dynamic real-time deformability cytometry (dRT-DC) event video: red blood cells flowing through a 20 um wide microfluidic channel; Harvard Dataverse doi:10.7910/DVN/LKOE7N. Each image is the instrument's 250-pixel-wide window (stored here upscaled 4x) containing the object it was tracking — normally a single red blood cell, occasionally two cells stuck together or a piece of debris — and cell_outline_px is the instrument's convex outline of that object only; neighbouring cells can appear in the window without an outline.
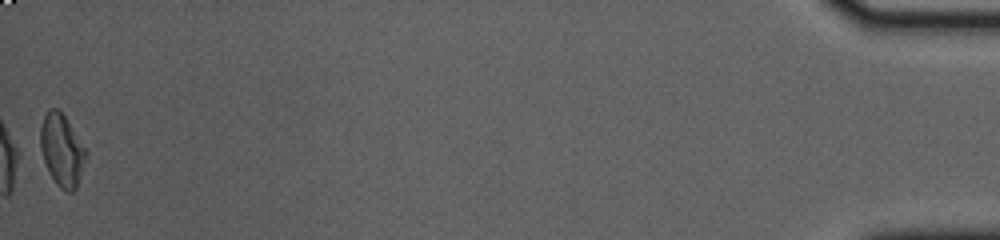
{"species": "common noctule bat (a hibernating species)", "species_latin": "Nyctalus noctula", "temperature_condition": "cold", "stored_images_in_passage": 41, "camera_frame_rate_fps": 3000, "um_per_image_px": 0.085, "animal": {"sex": "female", "body_mass_g": 23.0, "forearm_length_mm": 53.4}, "frame": {"image": 1, "passage_image": 41, "time_ms": 13.333, "image_size_px": [1000, 240], "cell_outline_px": [[88, 156], [76, 188], [72, 192], [68, 192], [60, 188], [56, 184], [48, 172], [40, 148], [40, 128], [44, 116], [48, 108], [56, 108], [64, 116], [88, 152]], "centroid_in_image_um": [5.26, 12.79], "position_along_channel_um": 429.9, "area_um2": 19.13}, "authors_computed_cell_mechanics": {"area_um2": 19.074, "velocity_mm_per_s": 3.6836, "shape_relaxation_time_tau1_ms": 2.0093, "shape_relaxation_time_tau2_ms": 2.109, "deformation_change_tau1": 0.1215, "deformation_change_tau2": 0.0881}}